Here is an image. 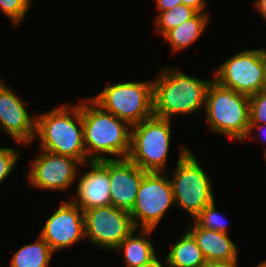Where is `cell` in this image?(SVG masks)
<instances>
[{
  "label": "cell",
  "mask_w": 266,
  "mask_h": 267,
  "mask_svg": "<svg viewBox=\"0 0 266 267\" xmlns=\"http://www.w3.org/2000/svg\"><path fill=\"white\" fill-rule=\"evenodd\" d=\"M261 55L265 67V76H266V48L265 49L261 48Z\"/></svg>",
  "instance_id": "cell-32"
},
{
  "label": "cell",
  "mask_w": 266,
  "mask_h": 267,
  "mask_svg": "<svg viewBox=\"0 0 266 267\" xmlns=\"http://www.w3.org/2000/svg\"><path fill=\"white\" fill-rule=\"evenodd\" d=\"M157 12L167 11L181 4V0H155Z\"/></svg>",
  "instance_id": "cell-27"
},
{
  "label": "cell",
  "mask_w": 266,
  "mask_h": 267,
  "mask_svg": "<svg viewBox=\"0 0 266 267\" xmlns=\"http://www.w3.org/2000/svg\"><path fill=\"white\" fill-rule=\"evenodd\" d=\"M39 149L73 157L82 164L89 162L84 145L80 102L60 105L36 115L35 139Z\"/></svg>",
  "instance_id": "cell-3"
},
{
  "label": "cell",
  "mask_w": 266,
  "mask_h": 267,
  "mask_svg": "<svg viewBox=\"0 0 266 267\" xmlns=\"http://www.w3.org/2000/svg\"><path fill=\"white\" fill-rule=\"evenodd\" d=\"M11 87L0 78V129L17 144L31 147L35 141L36 114L27 111L28 102Z\"/></svg>",
  "instance_id": "cell-13"
},
{
  "label": "cell",
  "mask_w": 266,
  "mask_h": 267,
  "mask_svg": "<svg viewBox=\"0 0 266 267\" xmlns=\"http://www.w3.org/2000/svg\"><path fill=\"white\" fill-rule=\"evenodd\" d=\"M166 256L168 267H202L207 261L193 236L186 231Z\"/></svg>",
  "instance_id": "cell-19"
},
{
  "label": "cell",
  "mask_w": 266,
  "mask_h": 267,
  "mask_svg": "<svg viewBox=\"0 0 266 267\" xmlns=\"http://www.w3.org/2000/svg\"><path fill=\"white\" fill-rule=\"evenodd\" d=\"M28 169L26 178L34 189L66 191L74 185L81 170L85 166L79 160L65 155H58L39 149Z\"/></svg>",
  "instance_id": "cell-10"
},
{
  "label": "cell",
  "mask_w": 266,
  "mask_h": 267,
  "mask_svg": "<svg viewBox=\"0 0 266 267\" xmlns=\"http://www.w3.org/2000/svg\"><path fill=\"white\" fill-rule=\"evenodd\" d=\"M139 231V236L134 234ZM154 229L133 230L114 250L122 252L125 267H138L154 259L158 254L149 240Z\"/></svg>",
  "instance_id": "cell-17"
},
{
  "label": "cell",
  "mask_w": 266,
  "mask_h": 267,
  "mask_svg": "<svg viewBox=\"0 0 266 267\" xmlns=\"http://www.w3.org/2000/svg\"><path fill=\"white\" fill-rule=\"evenodd\" d=\"M209 15L198 12L193 18L184 21L163 36L164 42L170 45L172 54H178L198 41L209 24Z\"/></svg>",
  "instance_id": "cell-18"
},
{
  "label": "cell",
  "mask_w": 266,
  "mask_h": 267,
  "mask_svg": "<svg viewBox=\"0 0 266 267\" xmlns=\"http://www.w3.org/2000/svg\"><path fill=\"white\" fill-rule=\"evenodd\" d=\"M53 253L55 252L39 235L36 242L25 244L14 253L9 267H48Z\"/></svg>",
  "instance_id": "cell-20"
},
{
  "label": "cell",
  "mask_w": 266,
  "mask_h": 267,
  "mask_svg": "<svg viewBox=\"0 0 266 267\" xmlns=\"http://www.w3.org/2000/svg\"><path fill=\"white\" fill-rule=\"evenodd\" d=\"M172 134L171 120L154 115L131 126L127 158L146 172L166 171Z\"/></svg>",
  "instance_id": "cell-6"
},
{
  "label": "cell",
  "mask_w": 266,
  "mask_h": 267,
  "mask_svg": "<svg viewBox=\"0 0 266 267\" xmlns=\"http://www.w3.org/2000/svg\"><path fill=\"white\" fill-rule=\"evenodd\" d=\"M257 267H266V260L257 264Z\"/></svg>",
  "instance_id": "cell-33"
},
{
  "label": "cell",
  "mask_w": 266,
  "mask_h": 267,
  "mask_svg": "<svg viewBox=\"0 0 266 267\" xmlns=\"http://www.w3.org/2000/svg\"><path fill=\"white\" fill-rule=\"evenodd\" d=\"M84 229L93 246L114 251L136 228L129 212L108 205L84 211Z\"/></svg>",
  "instance_id": "cell-11"
},
{
  "label": "cell",
  "mask_w": 266,
  "mask_h": 267,
  "mask_svg": "<svg viewBox=\"0 0 266 267\" xmlns=\"http://www.w3.org/2000/svg\"><path fill=\"white\" fill-rule=\"evenodd\" d=\"M238 259L227 261L206 262L202 267H238Z\"/></svg>",
  "instance_id": "cell-29"
},
{
  "label": "cell",
  "mask_w": 266,
  "mask_h": 267,
  "mask_svg": "<svg viewBox=\"0 0 266 267\" xmlns=\"http://www.w3.org/2000/svg\"><path fill=\"white\" fill-rule=\"evenodd\" d=\"M204 111L209 131L243 143L250 125L248 96L212 80L207 90Z\"/></svg>",
  "instance_id": "cell-4"
},
{
  "label": "cell",
  "mask_w": 266,
  "mask_h": 267,
  "mask_svg": "<svg viewBox=\"0 0 266 267\" xmlns=\"http://www.w3.org/2000/svg\"><path fill=\"white\" fill-rule=\"evenodd\" d=\"M250 124H266V88L249 97Z\"/></svg>",
  "instance_id": "cell-24"
},
{
  "label": "cell",
  "mask_w": 266,
  "mask_h": 267,
  "mask_svg": "<svg viewBox=\"0 0 266 267\" xmlns=\"http://www.w3.org/2000/svg\"><path fill=\"white\" fill-rule=\"evenodd\" d=\"M186 229L195 239L207 262L238 259V249L229 234L200 227L194 220Z\"/></svg>",
  "instance_id": "cell-16"
},
{
  "label": "cell",
  "mask_w": 266,
  "mask_h": 267,
  "mask_svg": "<svg viewBox=\"0 0 266 267\" xmlns=\"http://www.w3.org/2000/svg\"><path fill=\"white\" fill-rule=\"evenodd\" d=\"M89 171L83 173L76 184V195L71 201L83 212L90 208L111 205L109 159L85 163Z\"/></svg>",
  "instance_id": "cell-14"
},
{
  "label": "cell",
  "mask_w": 266,
  "mask_h": 267,
  "mask_svg": "<svg viewBox=\"0 0 266 267\" xmlns=\"http://www.w3.org/2000/svg\"><path fill=\"white\" fill-rule=\"evenodd\" d=\"M39 234L54 252L70 248L85 239L84 212L71 199L63 201Z\"/></svg>",
  "instance_id": "cell-12"
},
{
  "label": "cell",
  "mask_w": 266,
  "mask_h": 267,
  "mask_svg": "<svg viewBox=\"0 0 266 267\" xmlns=\"http://www.w3.org/2000/svg\"><path fill=\"white\" fill-rule=\"evenodd\" d=\"M158 74L156 80H152L154 116L173 120L175 115L203 111L213 78L199 79L168 66L161 68Z\"/></svg>",
  "instance_id": "cell-2"
},
{
  "label": "cell",
  "mask_w": 266,
  "mask_h": 267,
  "mask_svg": "<svg viewBox=\"0 0 266 267\" xmlns=\"http://www.w3.org/2000/svg\"><path fill=\"white\" fill-rule=\"evenodd\" d=\"M253 2L254 8L257 9V11L260 13V16L266 22V0H255Z\"/></svg>",
  "instance_id": "cell-30"
},
{
  "label": "cell",
  "mask_w": 266,
  "mask_h": 267,
  "mask_svg": "<svg viewBox=\"0 0 266 267\" xmlns=\"http://www.w3.org/2000/svg\"><path fill=\"white\" fill-rule=\"evenodd\" d=\"M138 267H166V264L161 262V260L156 256L150 262H148L146 264H142V265H140Z\"/></svg>",
  "instance_id": "cell-31"
},
{
  "label": "cell",
  "mask_w": 266,
  "mask_h": 267,
  "mask_svg": "<svg viewBox=\"0 0 266 267\" xmlns=\"http://www.w3.org/2000/svg\"><path fill=\"white\" fill-rule=\"evenodd\" d=\"M258 128L261 129V132L264 131L263 134L261 132H258L260 135L257 133ZM254 135L257 136V139H258V137H260L262 140L264 139L263 140L264 142L261 140L260 143H265V146H266V124H250L247 136L243 141L245 142V140H247L250 136H254ZM263 135H264V137H263ZM263 155L265 158L266 157V147L264 149Z\"/></svg>",
  "instance_id": "cell-26"
},
{
  "label": "cell",
  "mask_w": 266,
  "mask_h": 267,
  "mask_svg": "<svg viewBox=\"0 0 266 267\" xmlns=\"http://www.w3.org/2000/svg\"><path fill=\"white\" fill-rule=\"evenodd\" d=\"M179 150L176 168L169 180L175 205L194 219L204 207L215 200L213 184L190 148L180 145Z\"/></svg>",
  "instance_id": "cell-5"
},
{
  "label": "cell",
  "mask_w": 266,
  "mask_h": 267,
  "mask_svg": "<svg viewBox=\"0 0 266 267\" xmlns=\"http://www.w3.org/2000/svg\"><path fill=\"white\" fill-rule=\"evenodd\" d=\"M181 4L191 7L195 9L197 12L208 13L205 12L207 6V1L205 0H181Z\"/></svg>",
  "instance_id": "cell-28"
},
{
  "label": "cell",
  "mask_w": 266,
  "mask_h": 267,
  "mask_svg": "<svg viewBox=\"0 0 266 267\" xmlns=\"http://www.w3.org/2000/svg\"><path fill=\"white\" fill-rule=\"evenodd\" d=\"M175 205L169 175L148 172L142 179L133 209L129 212L136 229H156Z\"/></svg>",
  "instance_id": "cell-8"
},
{
  "label": "cell",
  "mask_w": 266,
  "mask_h": 267,
  "mask_svg": "<svg viewBox=\"0 0 266 267\" xmlns=\"http://www.w3.org/2000/svg\"><path fill=\"white\" fill-rule=\"evenodd\" d=\"M147 173L128 158L109 159L111 205L130 212L142 179Z\"/></svg>",
  "instance_id": "cell-15"
},
{
  "label": "cell",
  "mask_w": 266,
  "mask_h": 267,
  "mask_svg": "<svg viewBox=\"0 0 266 267\" xmlns=\"http://www.w3.org/2000/svg\"><path fill=\"white\" fill-rule=\"evenodd\" d=\"M80 109L88 160L127 158L130 152L131 126L103 110L91 98H80Z\"/></svg>",
  "instance_id": "cell-1"
},
{
  "label": "cell",
  "mask_w": 266,
  "mask_h": 267,
  "mask_svg": "<svg viewBox=\"0 0 266 267\" xmlns=\"http://www.w3.org/2000/svg\"><path fill=\"white\" fill-rule=\"evenodd\" d=\"M19 155L20 151L12 147H0V185L13 172Z\"/></svg>",
  "instance_id": "cell-25"
},
{
  "label": "cell",
  "mask_w": 266,
  "mask_h": 267,
  "mask_svg": "<svg viewBox=\"0 0 266 267\" xmlns=\"http://www.w3.org/2000/svg\"><path fill=\"white\" fill-rule=\"evenodd\" d=\"M213 74V80L221 86L248 97L266 88L261 48L236 53L221 63Z\"/></svg>",
  "instance_id": "cell-9"
},
{
  "label": "cell",
  "mask_w": 266,
  "mask_h": 267,
  "mask_svg": "<svg viewBox=\"0 0 266 267\" xmlns=\"http://www.w3.org/2000/svg\"><path fill=\"white\" fill-rule=\"evenodd\" d=\"M198 12L188 6L180 4L174 8L157 13L158 15L154 18V26L157 34L163 37L169 30L179 26L184 21L190 20Z\"/></svg>",
  "instance_id": "cell-21"
},
{
  "label": "cell",
  "mask_w": 266,
  "mask_h": 267,
  "mask_svg": "<svg viewBox=\"0 0 266 267\" xmlns=\"http://www.w3.org/2000/svg\"><path fill=\"white\" fill-rule=\"evenodd\" d=\"M216 201L208 204L203 210L194 218V221L205 229L228 233L227 219L217 211Z\"/></svg>",
  "instance_id": "cell-22"
},
{
  "label": "cell",
  "mask_w": 266,
  "mask_h": 267,
  "mask_svg": "<svg viewBox=\"0 0 266 267\" xmlns=\"http://www.w3.org/2000/svg\"><path fill=\"white\" fill-rule=\"evenodd\" d=\"M33 0H0V9L15 27L26 18Z\"/></svg>",
  "instance_id": "cell-23"
},
{
  "label": "cell",
  "mask_w": 266,
  "mask_h": 267,
  "mask_svg": "<svg viewBox=\"0 0 266 267\" xmlns=\"http://www.w3.org/2000/svg\"><path fill=\"white\" fill-rule=\"evenodd\" d=\"M106 112L126 121L130 126L154 115L153 81H125L109 84L90 97Z\"/></svg>",
  "instance_id": "cell-7"
}]
</instances>
